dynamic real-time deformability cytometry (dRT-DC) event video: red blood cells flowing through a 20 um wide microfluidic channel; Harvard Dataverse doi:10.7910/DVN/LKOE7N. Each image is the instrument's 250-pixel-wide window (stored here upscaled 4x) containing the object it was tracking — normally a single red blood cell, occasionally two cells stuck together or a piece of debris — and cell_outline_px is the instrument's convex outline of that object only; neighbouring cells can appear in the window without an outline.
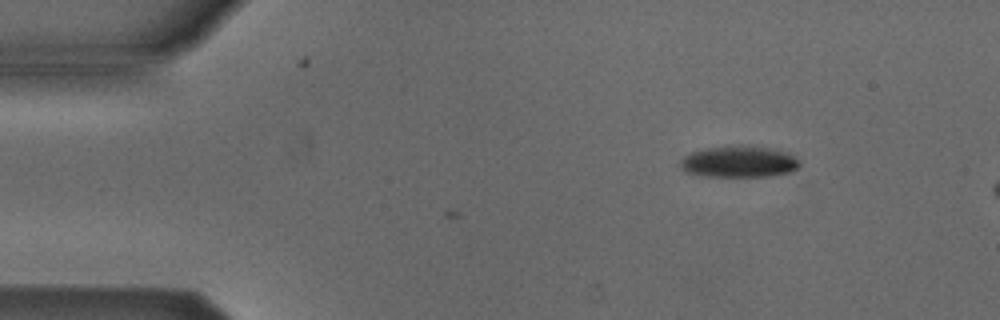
{"species": "Egyptian fruit bat (a non-hibernating species)", "species_latin": "Rousettus aegyptiacus", "temperature_condition": "cold", "stored_images_in_passage": 6, "camera_frame_rate_fps": 3000, "um_per_image_px": 0.085, "animal": {"sex": "male"}, "frame": {"image": 1, "passage_image": 6, "time_ms": 1.667, "image_size_px": [1000, 320], "cell_outline_px": [[800, 164], [796, 168], [788, 172], [768, 176], [704, 176], [688, 172], [680, 168], [680, 160], [684, 156], [692, 152], [704, 148], [736, 144], [768, 148], [788, 152], [800, 160]], "centroid_in_image_um": [62.79, 13.72], "position_along_channel_um": 22.2, "area_um2": 21.91}}